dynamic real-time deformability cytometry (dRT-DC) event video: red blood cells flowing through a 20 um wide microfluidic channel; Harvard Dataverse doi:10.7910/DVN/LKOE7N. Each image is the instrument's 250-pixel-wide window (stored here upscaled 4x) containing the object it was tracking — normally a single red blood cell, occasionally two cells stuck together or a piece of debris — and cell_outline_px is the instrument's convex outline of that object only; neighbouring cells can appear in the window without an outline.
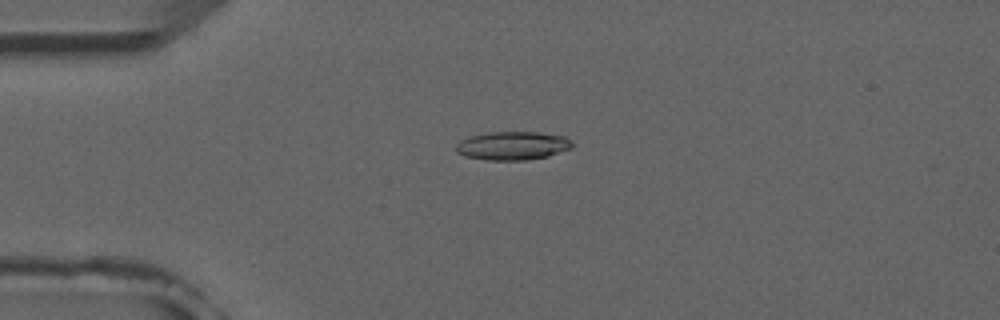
{"species": "common noctule bat (a hibernating species)", "species_latin": "Nyctalus noctula", "temperature_condition": "room temperature", "stored_images_in_passage": 5, "camera_frame_rate_fps": 3000, "um_per_image_px": 0.085, "animal": {"sex": "male", "forearm_length_mm": 52.5}, "frame": {"image": 1, "passage_image": 4, "time_ms": 3.667, "image_size_px": [1000, 320], "cell_outline_px": [[576, 144], [572, 148], [548, 156], [528, 160], [488, 160], [464, 156], [456, 152], [456, 144], [460, 140], [468, 136], [488, 132], [536, 132], [564, 136], [572, 140]], "centroid_in_image_um": [43.58, 12.38], "position_along_channel_um": 41.4, "area_um2": 19.54}}